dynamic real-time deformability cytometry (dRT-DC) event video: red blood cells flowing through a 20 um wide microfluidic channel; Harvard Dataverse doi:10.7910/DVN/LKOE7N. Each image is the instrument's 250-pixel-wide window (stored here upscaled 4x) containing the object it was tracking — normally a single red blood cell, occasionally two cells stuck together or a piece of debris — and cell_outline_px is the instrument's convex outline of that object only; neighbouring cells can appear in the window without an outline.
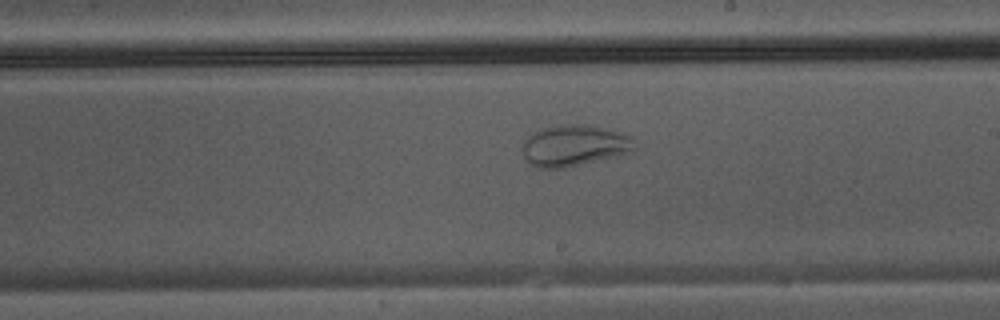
{"species": "Egyptian fruit bat (a non-hibernating species)", "species_latin": "Rousettus aegyptiacus", "temperature_condition": "warm", "stored_images_in_passage": 35, "camera_frame_rate_fps": 3000, "um_per_image_px": 0.085, "animal": {"sex": "male"}, "frame": {"image": 1, "passage_image": 16, "time_ms": 5.0, "image_size_px": [1000, 320], "cell_outline_px": [[636, 148], [632, 152], [616, 156], [564, 168], [536, 168], [524, 156], [520, 148], [524, 140], [528, 136], [540, 128], [556, 124], [584, 124], [620, 132], [632, 136], [636, 140]], "centroid_in_image_um": [48.81, 12.36], "position_along_channel_um": 240.2, "area_um2": 27.28}}
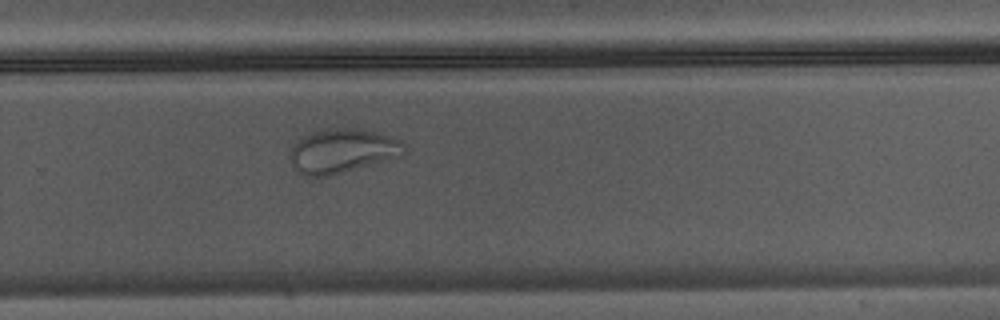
{"frame": {"image": 2, "passage_image": 20, "time_ms": 6.333, "image_size_px": [1000, 320], "cell_outline_px": [[408, 148], [400, 156], [332, 176], [304, 176], [296, 168], [288, 156], [292, 148], [304, 136], [312, 132], [328, 128], [360, 128], [376, 132], [400, 140]], "centroid_in_image_um": [29.12, 12.83], "position_along_channel_um": 300.7, "area_um2": 29.25}}